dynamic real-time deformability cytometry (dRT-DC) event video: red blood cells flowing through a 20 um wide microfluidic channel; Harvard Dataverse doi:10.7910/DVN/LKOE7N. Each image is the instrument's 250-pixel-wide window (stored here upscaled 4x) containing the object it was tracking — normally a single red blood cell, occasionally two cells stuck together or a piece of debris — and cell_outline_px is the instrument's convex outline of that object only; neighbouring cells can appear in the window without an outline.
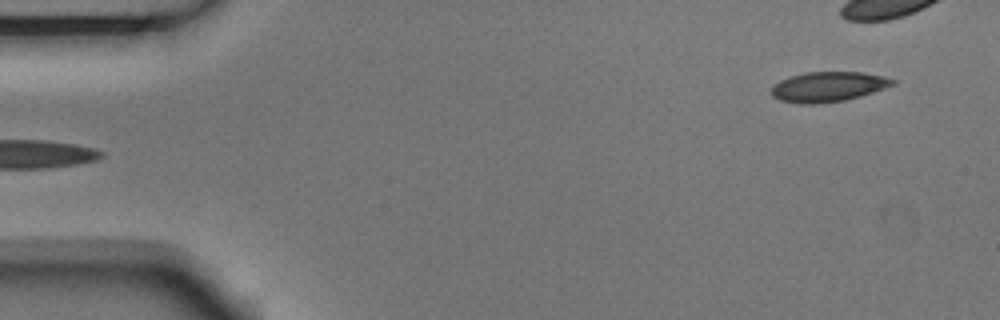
{"species": "Egyptian fruit bat (a non-hibernating species)", "species_latin": "Rousettus aegyptiacus", "temperature_condition": "room temperature", "stored_images_in_passage": 4, "segment_of_instrument_passage": [2, 2], "camera_frame_rate_fps": 3000, "um_per_image_px": 0.085, "animal": {"sex": "male"}, "frame": {"image": 1, "passage_image": 4, "time_ms": 1.0, "image_size_px": [1000, 320], "cell_outline_px": [[896, 84], [860, 96], [844, 100], [816, 104], [800, 104], [780, 100], [772, 96], [768, 92], [772, 84], [788, 76], [804, 72], [864, 72], [884, 76], [896, 80]], "centroid_in_image_um": [70.33, 7.36], "position_along_channel_um": 14.7, "area_um2": 21.5}}